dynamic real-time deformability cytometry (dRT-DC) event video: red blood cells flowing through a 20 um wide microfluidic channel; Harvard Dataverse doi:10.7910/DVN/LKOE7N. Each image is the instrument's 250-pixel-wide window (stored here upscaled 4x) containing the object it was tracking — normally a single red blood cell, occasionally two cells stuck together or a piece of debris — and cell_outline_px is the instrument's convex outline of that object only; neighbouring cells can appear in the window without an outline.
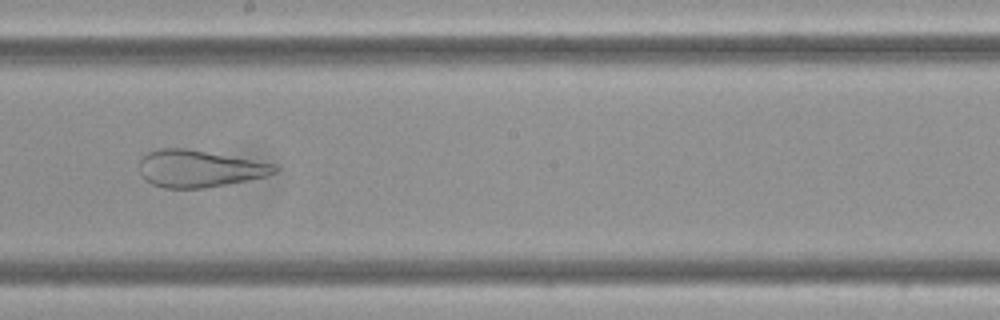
{"species": "Egyptian fruit bat (a non-hibernating species)", "species_latin": "Rousettus aegyptiacus", "temperature_condition": "cold", "stored_images_in_passage": 13, "camera_frame_rate_fps": 3000, "um_per_image_px": 0.085, "frame": {"image": 1, "passage_image": 8, "time_ms": 2.333, "image_size_px": [1000, 320], "cell_outline_px": [[280, 168], [276, 172], [264, 176], [204, 188], [164, 188], [152, 184], [144, 180], [140, 176], [140, 160], [148, 152], [160, 148], [184, 148], [272, 164]], "centroid_in_image_um": [16.84, 14.34], "position_along_channel_um": 231.4, "area_um2": 28.55}}
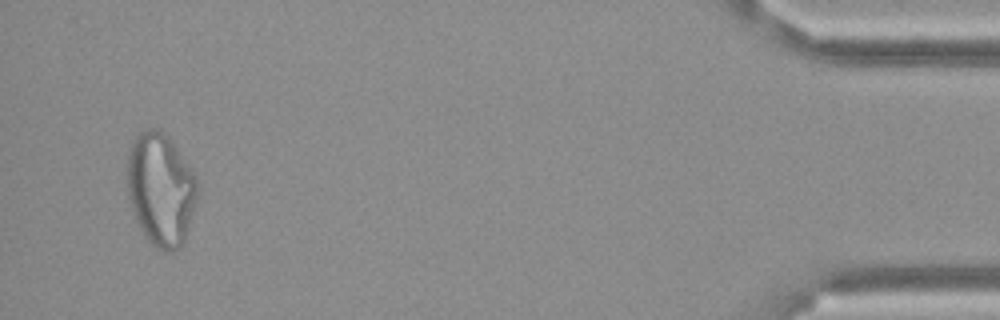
{"frame": {"image": 2, "passage_image": 13, "time_ms": 4.0, "image_size_px": [1000, 320], "cell_outline_px": [[200, 188], [184, 240], [180, 248], [172, 252], [164, 252], [156, 248], [148, 240], [140, 228], [132, 208], [128, 196], [128, 152], [132, 140], [144, 128], [160, 128], [168, 136], [192, 168], [196, 176]], "centroid_in_image_um": [13.68, 16.06], "position_along_channel_um": 421.5, "area_um2": 46.47}}